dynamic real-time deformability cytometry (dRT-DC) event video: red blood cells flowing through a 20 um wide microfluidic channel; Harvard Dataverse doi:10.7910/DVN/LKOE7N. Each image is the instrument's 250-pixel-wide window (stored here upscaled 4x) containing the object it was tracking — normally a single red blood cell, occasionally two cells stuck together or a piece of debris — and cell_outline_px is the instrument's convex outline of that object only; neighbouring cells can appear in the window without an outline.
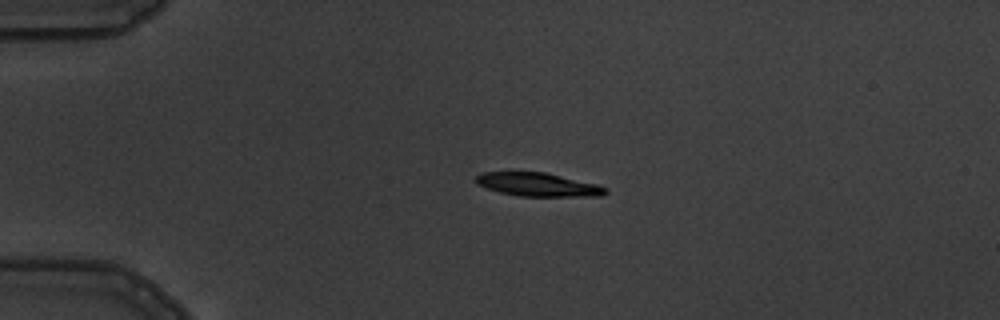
{"species": "common noctule bat (a hibernating species)", "species_latin": "Nyctalus noctula", "temperature_condition": "warm", "stored_images_in_passage": 6, "camera_frame_rate_fps": 3000, "um_per_image_px": 0.085, "animal": {"sex": "male", "body_mass_g": 19.5, "forearm_length_mm": 54.6}, "frame": {"image": 1, "passage_image": 4, "time_ms": 3.667, "image_size_px": [1000, 320], "cell_outline_px": [[608, 192], [604, 196], [520, 196], [500, 192], [476, 184], [476, 176], [480, 172], [544, 172], [596, 184], [608, 188]], "centroid_in_image_um": [45.74, 15.69], "position_along_channel_um": 39.3, "area_um2": 17.63}}
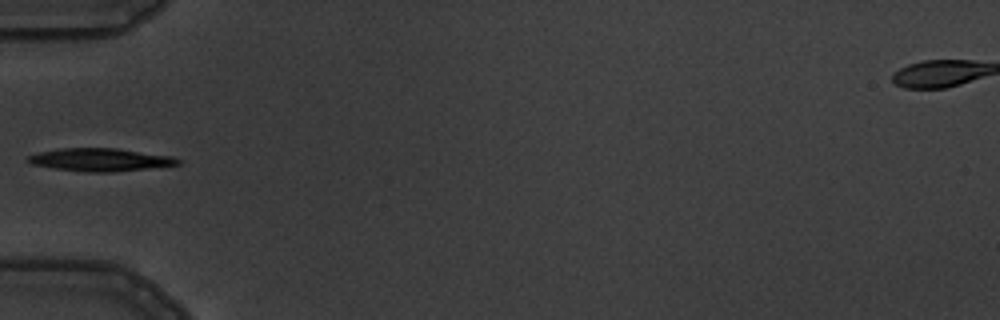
{"frame": {"image": 2, "passage_image": 6, "time_ms": 5.667, "image_size_px": [1000, 320], "cell_outline_px": [[180, 164], [112, 172], [88, 172], [56, 168], [32, 164], [28, 160], [28, 156], [40, 152], [60, 148], [116, 148], [172, 156], [180, 160]], "centroid_in_image_um": [8.53, 13.57], "position_along_channel_um": 76.5, "area_um2": 19.59}}